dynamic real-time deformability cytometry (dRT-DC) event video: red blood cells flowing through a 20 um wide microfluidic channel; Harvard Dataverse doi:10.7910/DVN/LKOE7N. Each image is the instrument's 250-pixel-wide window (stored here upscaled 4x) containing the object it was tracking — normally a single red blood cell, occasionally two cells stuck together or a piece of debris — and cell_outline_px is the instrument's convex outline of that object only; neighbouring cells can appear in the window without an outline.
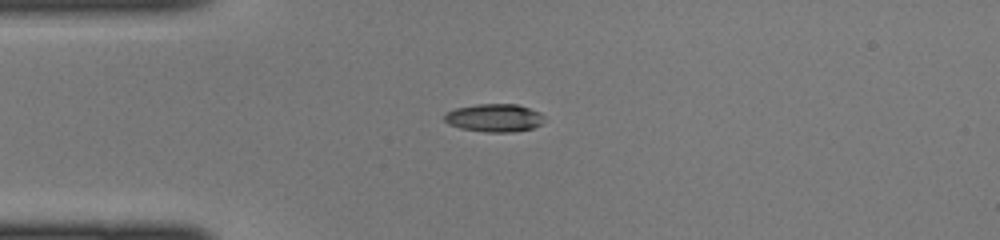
{"species": "common noctule bat (a hibernating species)", "species_latin": "Nyctalus noctula", "temperature_condition": "cold", "stored_images_in_passage": 34, "camera_frame_rate_fps": 3000, "um_per_image_px": 0.085, "animal": {"sex": "female", "body_mass_g": 22.0, "forearm_length_mm": 56.7}, "frame": {"image": 1, "passage_image": 1, "time_ms": 0.0, "image_size_px": [1000, 240], "cell_outline_px": [[544, 116], [540, 124], [532, 128], [512, 132], [484, 132], [460, 128], [448, 124], [444, 120], [444, 112], [456, 108], [476, 104], [516, 104], [540, 112]], "centroid_in_image_um": [41.97, 10.01], "position_along_channel_um": 43.0, "area_um2": 16.3}}
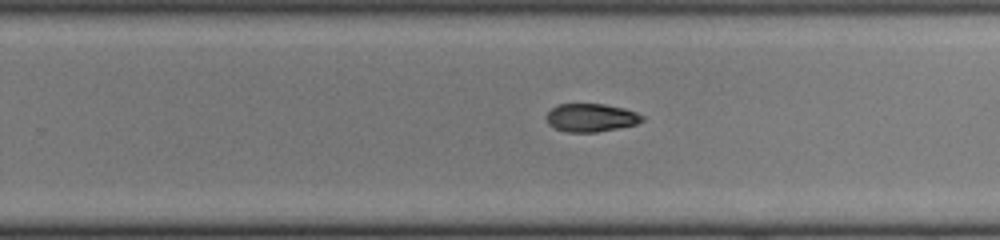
{"frame": {"image": 2, "passage_image": 18, "time_ms": 5.667, "image_size_px": [1000, 240], "cell_outline_px": [[644, 120], [636, 124], [596, 132], [564, 132], [548, 124], [544, 116], [556, 104], [604, 104], [624, 108], [636, 112], [644, 116]], "centroid_in_image_um": [50.2, 9.99], "position_along_channel_um": 279.6, "area_um2": 15.78}}
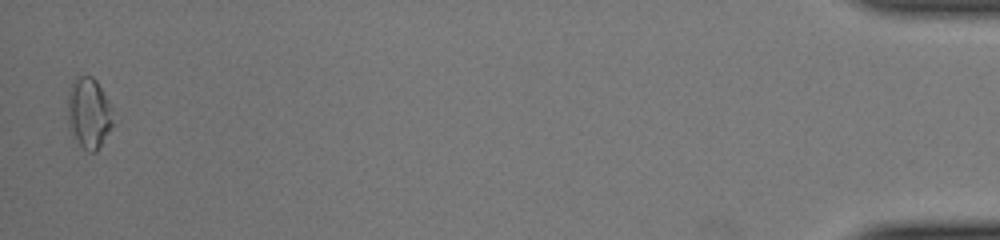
{"frame": {"image": 3, "passage_image": 34, "time_ms": 11.0, "image_size_px": [1000, 240], "cell_outline_px": [[112, 124], [96, 152], [88, 152], [72, 140], [68, 128], [68, 88], [76, 76], [92, 76], [96, 80], [108, 100], [112, 108]], "centroid_in_image_um": [7.5, 9.62], "position_along_channel_um": 427.7, "area_um2": 18.9}}